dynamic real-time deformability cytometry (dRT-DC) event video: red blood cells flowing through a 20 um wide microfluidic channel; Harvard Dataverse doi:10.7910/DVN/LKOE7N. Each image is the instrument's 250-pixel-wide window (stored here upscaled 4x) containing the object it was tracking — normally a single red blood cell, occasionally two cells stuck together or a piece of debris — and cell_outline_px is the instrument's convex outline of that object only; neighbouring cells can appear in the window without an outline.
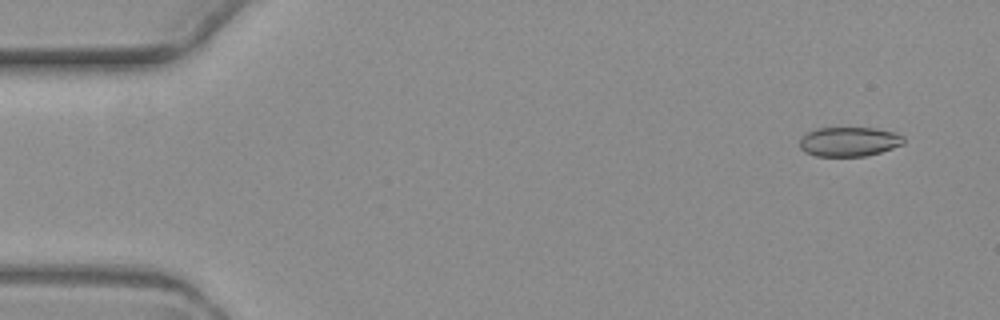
{"species": "common noctule bat (a hibernating species)", "species_latin": "Nyctalus noctula", "temperature_condition": "warm", "stored_images_in_passage": 9, "camera_frame_rate_fps": 3000, "um_per_image_px": 0.085, "animal": {"sex": "female", "body_mass_g": 19.3, "forearm_length_mm": 54.1}, "frame": {"image": 1, "passage_image": 1, "time_ms": 0.0, "image_size_px": [1000, 320], "cell_outline_px": [[904, 144], [880, 152], [864, 156], [816, 156], [804, 152], [800, 148], [800, 140], [808, 132], [816, 128], [876, 128], [892, 132], [904, 136]], "centroid_in_image_um": [72.17, 12.04], "position_along_channel_um": 12.8, "area_um2": 17.74}}
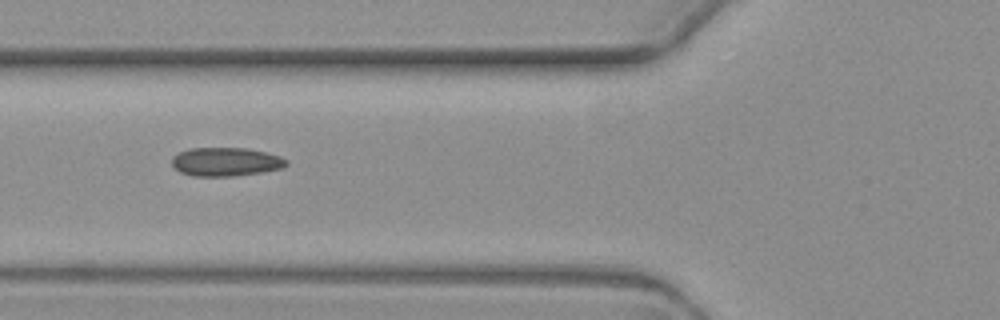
{"frame": {"image": 2, "passage_image": 6, "time_ms": 6.0, "image_size_px": [1000, 320], "cell_outline_px": [[288, 164], [284, 168], [236, 176], [192, 176], [180, 172], [172, 168], [172, 156], [180, 152], [192, 148], [248, 148], [280, 156], [288, 160]], "centroid_in_image_um": [19.18, 13.76], "position_along_channel_um": 106.6, "area_um2": 19.25}}
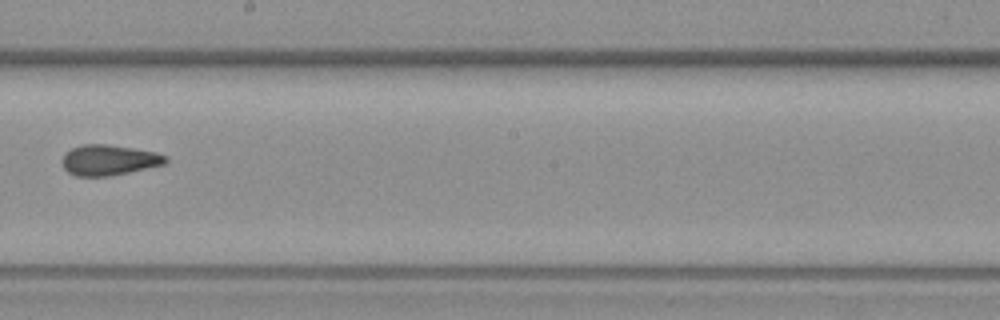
{"frame": {"image": 3, "passage_image": 9, "time_ms": 9.667, "image_size_px": [1000, 320], "cell_outline_px": [[168, 160], [164, 164], [112, 176], [76, 176], [68, 172], [64, 168], [60, 160], [72, 148], [80, 144], [108, 144], [156, 152], [168, 156]], "centroid_in_image_um": [9.26, 13.6], "position_along_channel_um": 238.9, "area_um2": 18.44}}